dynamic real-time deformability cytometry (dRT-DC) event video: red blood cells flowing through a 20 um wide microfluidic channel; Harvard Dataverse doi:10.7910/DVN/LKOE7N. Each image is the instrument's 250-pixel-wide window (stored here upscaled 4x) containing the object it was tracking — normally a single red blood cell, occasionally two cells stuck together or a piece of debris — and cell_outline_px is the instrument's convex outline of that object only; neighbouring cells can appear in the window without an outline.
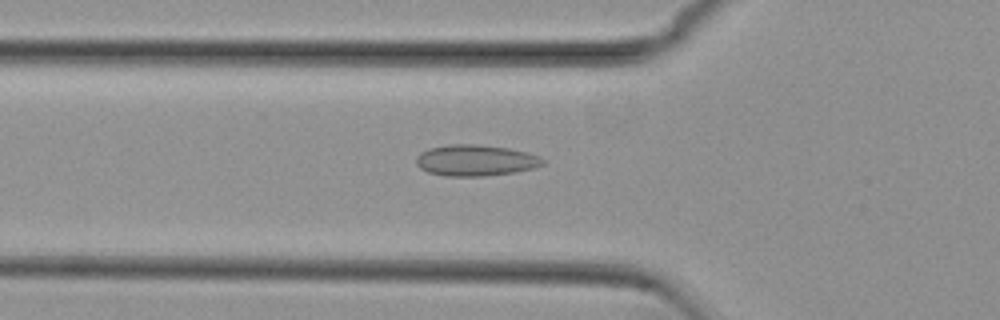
{"species": "common noctule bat (a hibernating species)", "species_latin": "Nyctalus noctula", "temperature_condition": "cold", "stored_images_in_passage": 47, "camera_frame_rate_fps": 3000, "um_per_image_px": 0.085, "animal": {"sex": "female", "body_mass_g": 29.2, "forearm_length_mm": 56.3}, "frame": {"image": 1, "passage_image": 12, "time_ms": 3.667, "image_size_px": [1000, 320], "cell_outline_px": [[544, 164], [532, 168], [516, 172], [484, 176], [444, 176], [428, 172], [420, 168], [416, 164], [416, 156], [420, 152], [428, 148], [448, 144], [476, 144], [508, 148], [528, 152], [540, 156], [544, 160]], "centroid_in_image_um": [40.4, 13.62], "position_along_channel_um": 85.4, "area_um2": 23.18}}
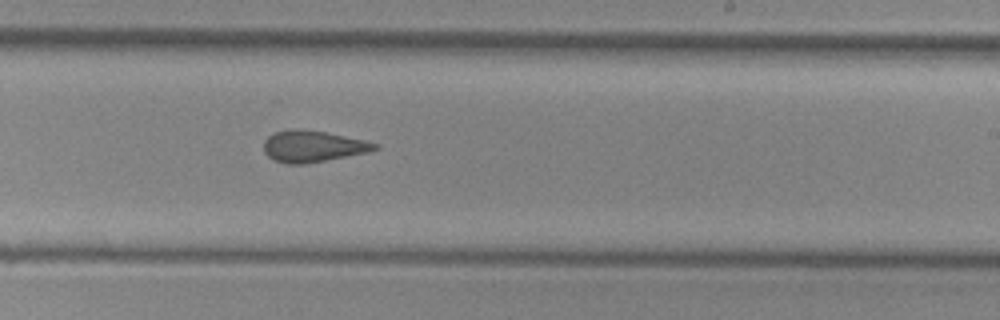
{"frame": {"image": 2, "passage_image": 26, "time_ms": 8.333, "image_size_px": [1000, 320], "cell_outline_px": [[380, 148], [368, 152], [304, 164], [288, 164], [272, 160], [264, 152], [264, 140], [268, 136], [276, 132], [288, 128], [292, 128], [324, 132], [364, 140], [380, 144]], "centroid_in_image_um": [26.57, 12.44], "position_along_channel_um": 262.4, "area_um2": 20.29}}
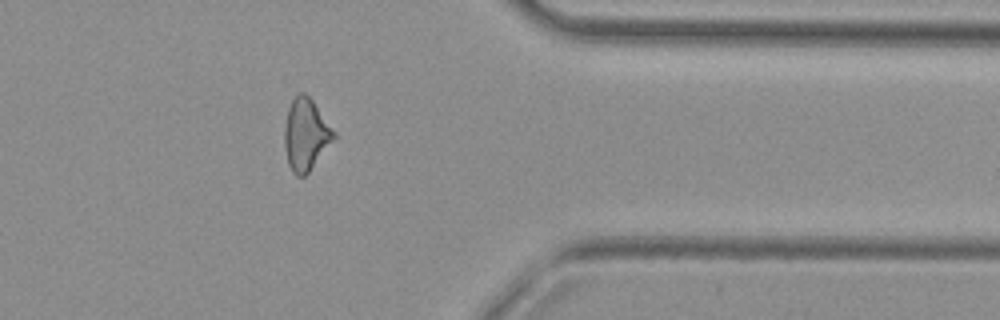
{"frame": {"image": 3, "passage_image": 37, "time_ms": 12.0, "image_size_px": [1000, 320], "cell_outline_px": [[336, 136], [308, 172], [304, 176], [296, 176], [292, 172], [288, 164], [284, 148], [284, 128], [288, 108], [292, 100], [300, 92], [304, 92], [312, 100], [336, 132]], "centroid_in_image_um": [25.97, 11.43], "position_along_channel_um": 385.4, "area_um2": 20.46}, "authors_computed_cell_mechanics": {"area_um2": 20.7502, "velocity_mm_per_s": 3.7772, "shape_relaxation_time_tau1_ms": null, "shape_relaxation_time_tau2_ms": 2.1587, "deformation_change_tau1": null, "deformation_change_tau2": 0.1068}}